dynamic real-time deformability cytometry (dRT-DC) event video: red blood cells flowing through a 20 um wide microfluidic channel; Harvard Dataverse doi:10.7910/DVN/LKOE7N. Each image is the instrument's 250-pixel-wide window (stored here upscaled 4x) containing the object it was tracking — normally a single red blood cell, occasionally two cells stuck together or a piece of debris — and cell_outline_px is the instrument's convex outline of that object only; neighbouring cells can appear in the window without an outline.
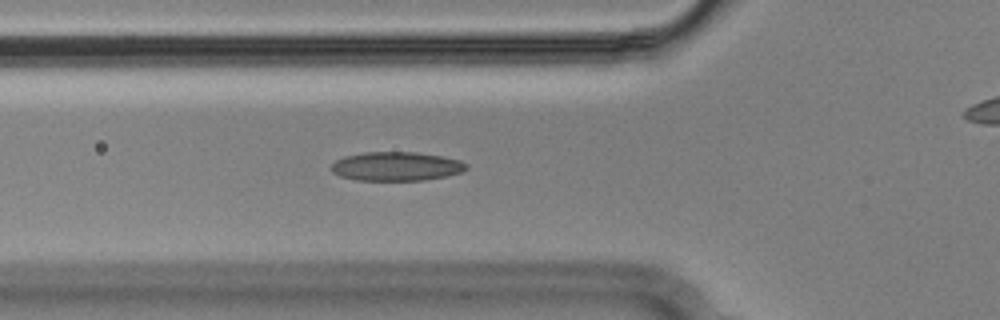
{"species": "Egyptian fruit bat (a non-hibernating species)", "species_latin": "Rousettus aegyptiacus", "temperature_condition": "cold", "stored_images_in_passage": 39, "camera_frame_rate_fps": 3000, "um_per_image_px": 0.085, "animal": {"sex": "male"}, "frame": {"image": 1, "passage_image": 8, "time_ms": 2.333, "image_size_px": [1000, 320], "cell_outline_px": [[468, 168], [460, 172], [448, 176], [424, 180], [356, 180], [340, 176], [332, 172], [332, 164], [336, 160], [344, 156], [364, 152], [416, 152], [440, 156], [460, 160], [468, 164]], "centroid_in_image_um": [33.69, 14.14], "position_along_channel_um": 92.1, "area_um2": 22.77}}
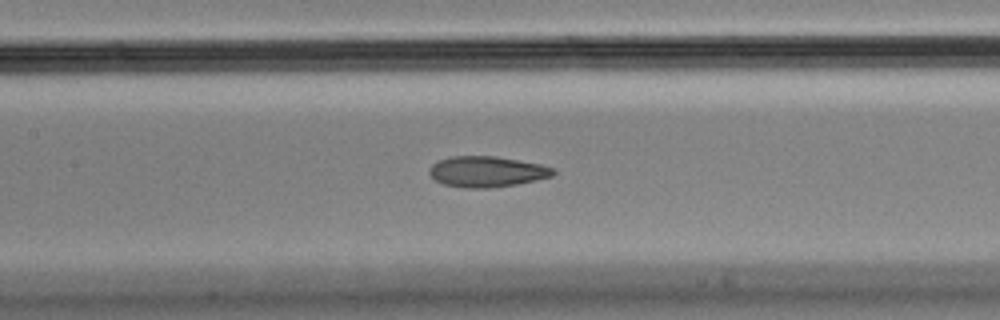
{"frame": {"image": 2, "passage_image": 14, "time_ms": 4.333, "image_size_px": [1000, 320], "cell_outline_px": [[556, 172], [552, 176], [536, 180], [516, 184], [492, 188], [464, 188], [444, 184], [436, 180], [428, 172], [428, 168], [432, 164], [440, 160], [452, 156], [496, 156], [540, 164], [552, 168]], "centroid_in_image_um": [41.36, 14.59], "position_along_channel_um": 166.0, "area_um2": 22.14}}
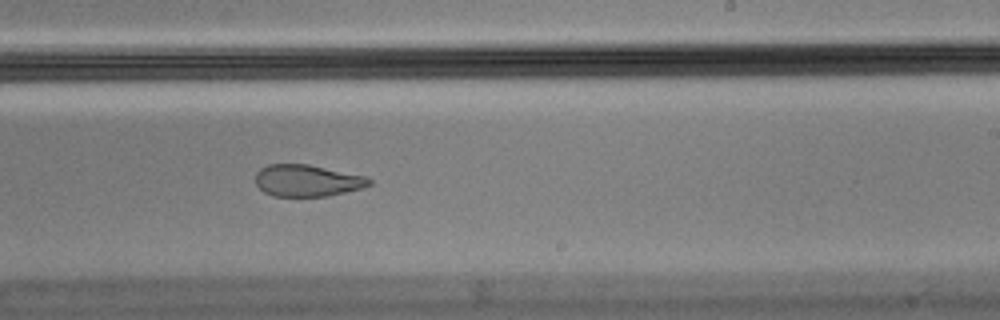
{"frame": {"image": 3, "passage_image": 22, "time_ms": 7.0, "image_size_px": [1000, 320], "cell_outline_px": [[372, 184], [364, 188], [328, 196], [272, 196], [264, 192], [256, 184], [256, 172], [260, 168], [268, 164], [308, 164], [368, 176], [372, 180]], "centroid_in_image_um": [26.15, 15.35], "position_along_channel_um": 262.9, "area_um2": 21.33}, "authors_computed_cell_mechanics": {"area_um2": 22.831, "velocity_mm_per_s": 3.6478, "shape_relaxation_time_tau1_ms": null, "shape_relaxation_time_tau2_ms": 2.4454, "deformation_change_tau1": null, "deformation_change_tau2": 0.0864}}